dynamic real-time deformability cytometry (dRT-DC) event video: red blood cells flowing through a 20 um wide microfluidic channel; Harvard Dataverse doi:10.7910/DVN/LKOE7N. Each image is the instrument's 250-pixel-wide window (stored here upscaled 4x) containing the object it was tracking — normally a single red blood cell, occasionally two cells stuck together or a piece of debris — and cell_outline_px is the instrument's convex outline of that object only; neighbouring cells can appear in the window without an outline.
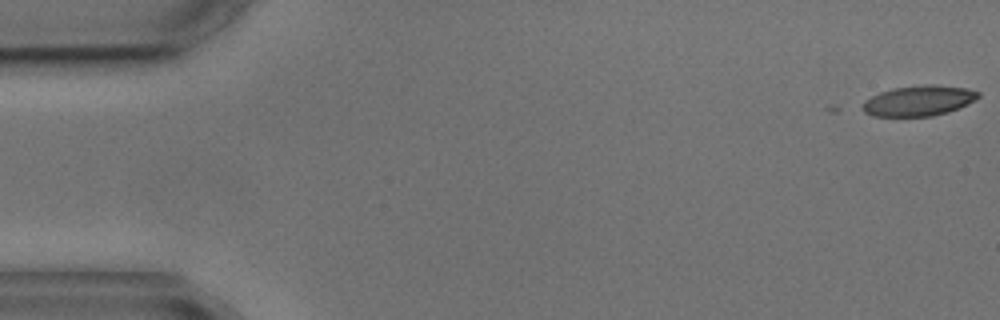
{"species": "common noctule bat (a hibernating species)", "species_latin": "Nyctalus noctula", "temperature_condition": "cold", "stored_images_in_passage": 5, "camera_frame_rate_fps": 3000, "um_per_image_px": 0.085, "animal": {"sex": "male", "body_mass_g": 17.9, "forearm_length_mm": 54.2}, "frame": {"image": 1, "passage_image": 1, "time_ms": 0.0, "image_size_px": [1000, 320], "cell_outline_px": [[980, 96], [976, 100], [960, 108], [948, 112], [932, 116], [872, 116], [864, 112], [864, 100], [880, 92], [892, 88], [928, 84], [936, 84], [968, 88], [980, 92]], "centroid_in_image_um": [78.15, 8.55], "position_along_channel_um": 6.9, "area_um2": 20.63}}
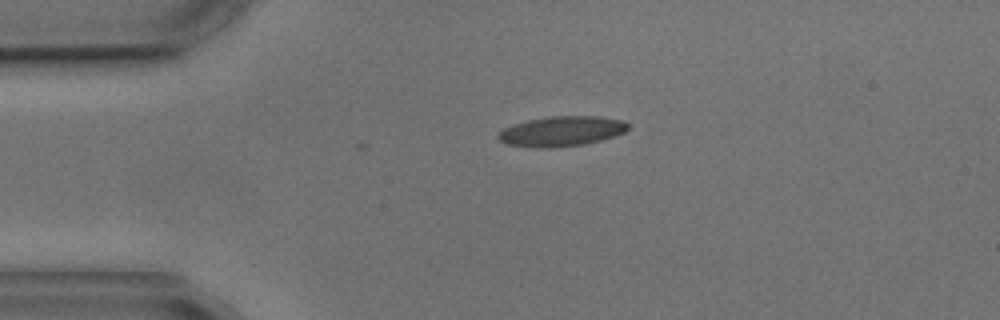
{"frame": {"image": 2, "passage_image": 4, "time_ms": 3.667, "image_size_px": [1000, 320], "cell_outline_px": [[628, 128], [624, 132], [616, 136], [584, 144], [548, 148], [540, 148], [508, 144], [500, 140], [496, 136], [504, 128], [512, 124], [528, 120], [552, 116], [600, 116], [624, 120], [628, 124]], "centroid_in_image_um": [47.75, 11.15], "position_along_channel_um": 37.2, "area_um2": 22.66}}